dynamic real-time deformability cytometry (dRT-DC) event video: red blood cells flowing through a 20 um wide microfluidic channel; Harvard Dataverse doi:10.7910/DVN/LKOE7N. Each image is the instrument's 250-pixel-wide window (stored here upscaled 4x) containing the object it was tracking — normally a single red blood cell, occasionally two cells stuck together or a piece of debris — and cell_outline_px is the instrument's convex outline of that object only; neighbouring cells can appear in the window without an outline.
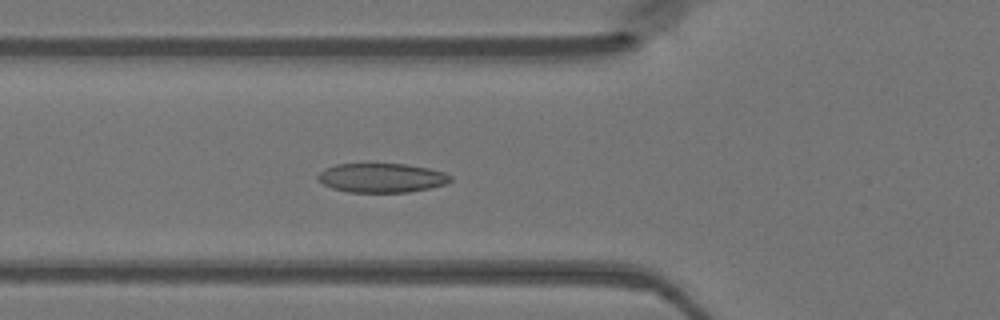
{"species": "Egyptian fruit bat (a non-hibernating species)", "species_latin": "Rousettus aegyptiacus", "temperature_condition": "warm", "stored_images_in_passage": 47, "camera_frame_rate_fps": 3000, "um_per_image_px": 0.085, "animal": {"sex": "female"}, "frame": {"image": 1, "passage_image": 16, "time_ms": 5.0, "image_size_px": [1000, 320], "cell_outline_px": [[452, 180], [444, 184], [428, 188], [408, 192], [348, 192], [332, 188], [316, 180], [316, 176], [324, 168], [336, 164], [408, 164], [428, 168], [444, 172], [452, 176]], "centroid_in_image_um": [32.41, 15.11], "position_along_channel_um": 93.4, "area_um2": 22.6}}
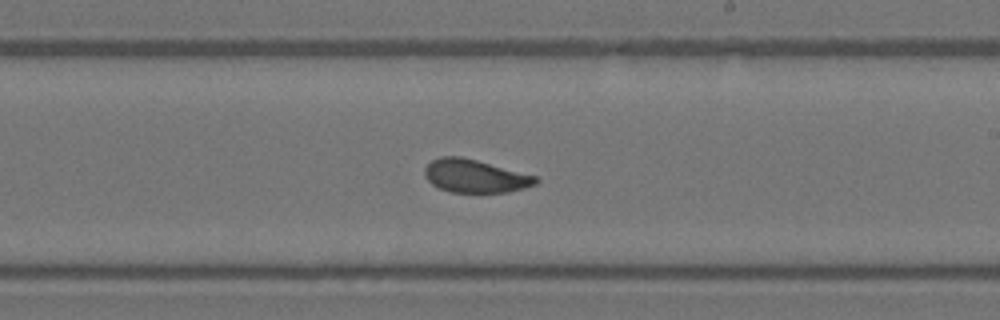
{"frame": {"image": 2, "passage_image": 27, "time_ms": 8.667, "image_size_px": [1000, 320], "cell_outline_px": [[540, 180], [536, 184], [524, 188], [508, 192], [452, 192], [440, 188], [432, 184], [424, 176], [424, 168], [432, 160], [440, 156], [460, 156], [476, 160], [536, 176]], "centroid_in_image_um": [40.37, 14.96], "position_along_channel_um": 248.6, "area_um2": 21.27}}
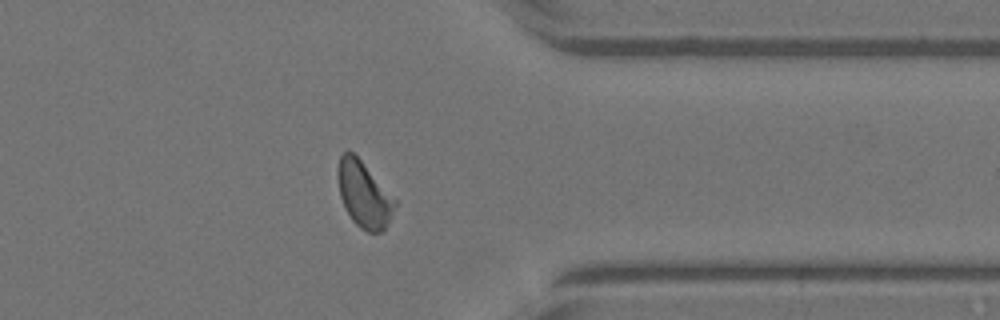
{"frame": {"image": 3, "passage_image": 37, "time_ms": 12.0, "image_size_px": [1000, 320], "cell_outline_px": [[396, 204], [384, 228], [380, 232], [368, 232], [360, 228], [352, 220], [344, 208], [340, 196], [336, 176], [336, 168], [340, 156], [344, 152], [352, 152], [360, 160], [396, 200]], "centroid_in_image_um": [30.87, 16.52], "position_along_channel_um": 380.5, "area_um2": 21.56}}